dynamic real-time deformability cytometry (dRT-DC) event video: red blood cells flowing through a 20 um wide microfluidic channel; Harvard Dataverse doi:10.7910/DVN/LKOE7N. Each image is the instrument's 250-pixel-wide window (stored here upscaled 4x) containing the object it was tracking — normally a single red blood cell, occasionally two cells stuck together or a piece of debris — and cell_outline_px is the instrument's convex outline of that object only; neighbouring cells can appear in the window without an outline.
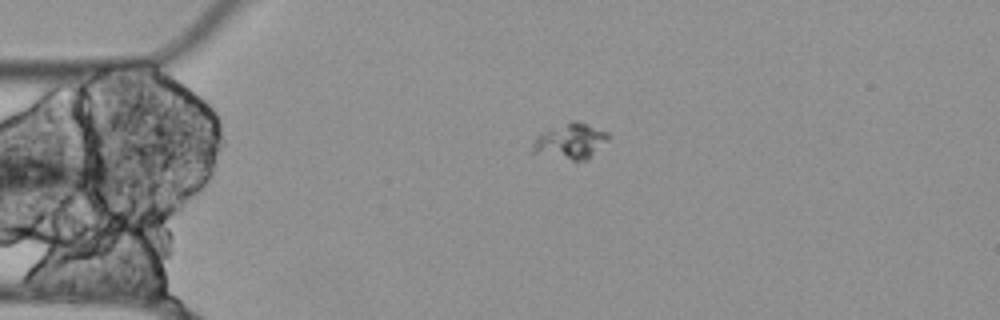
{"species": "Egyptian fruit bat (a non-hibernating species)", "species_latin": "Rousettus aegyptiacus", "temperature_condition": "cold", "stored_images_in_passage": 38, "camera_frame_rate_fps": 3000, "um_per_image_px": 0.085, "animal": {"sex": "female"}, "frame": {"image": 1, "passage_image": 1, "time_ms": 0.0, "image_size_px": [1000, 320], "cell_outline_px": [[608, 140], [588, 160], [572, 160], [528, 152], [536, 136], [544, 132], [572, 120], [576, 120], [588, 124], [608, 132]], "centroid_in_image_um": [48.47, 12.01], "position_along_channel_um": 36.5, "area_um2": 15.66}}
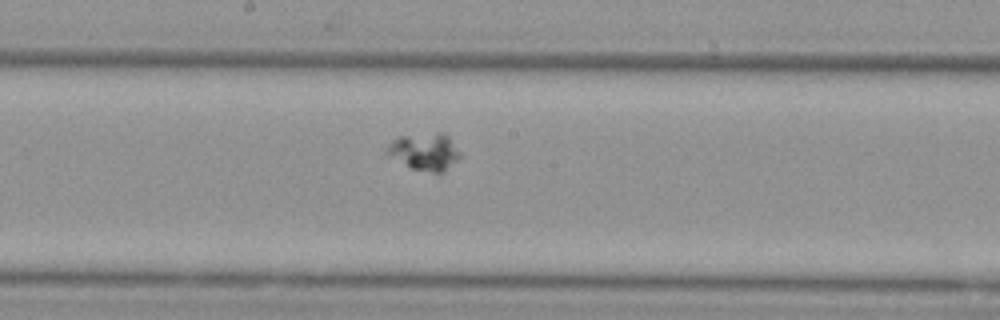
{"frame": {"image": 2, "passage_image": 18, "time_ms": 5.667, "image_size_px": [1000, 320], "cell_outline_px": [[464, 156], [444, 172], [432, 172], [412, 168], [388, 156], [384, 152], [388, 144], [392, 140], [400, 136], [436, 132], [444, 132], [448, 136]], "centroid_in_image_um": [36.12, 12.88], "position_along_channel_um": 212.1, "area_um2": 16.13}}
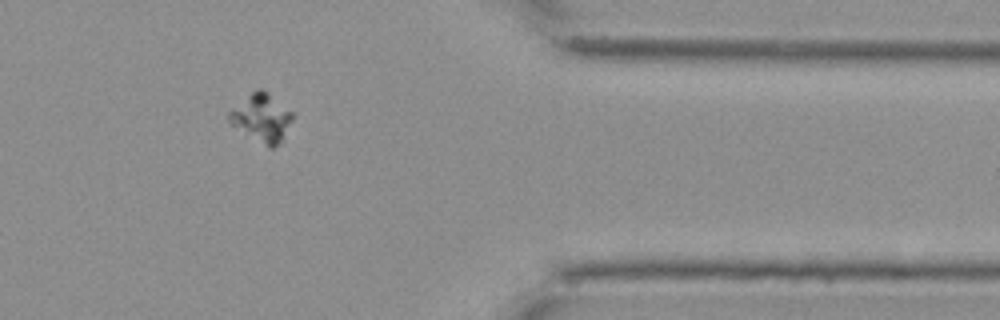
{"frame": {"image": 3, "passage_image": 35, "time_ms": 11.333, "image_size_px": [1000, 320], "cell_outline_px": [[292, 120], [280, 144], [272, 148], [268, 148], [232, 124], [228, 120], [228, 112], [256, 88], [264, 88], [292, 112]], "centroid_in_image_um": [22.26, 10.0], "position_along_channel_um": 389.1, "area_um2": 17.51}}